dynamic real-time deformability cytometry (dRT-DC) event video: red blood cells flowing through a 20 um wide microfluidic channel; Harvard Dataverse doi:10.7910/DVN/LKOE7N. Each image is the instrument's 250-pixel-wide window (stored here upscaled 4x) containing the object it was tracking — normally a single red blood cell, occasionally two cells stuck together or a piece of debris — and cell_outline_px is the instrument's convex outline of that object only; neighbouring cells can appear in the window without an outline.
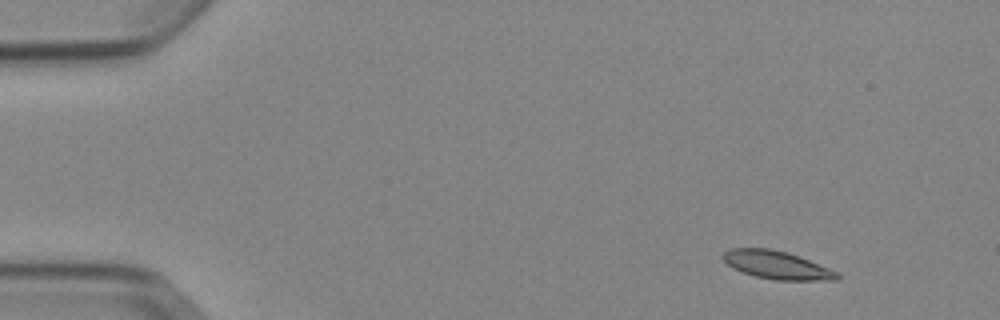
{"species": "Egyptian fruit bat (a non-hibernating species)", "species_latin": "Rousettus aegyptiacus", "temperature_condition": "cold", "stored_images_in_passage": 5, "camera_frame_rate_fps": 3000, "um_per_image_px": 0.085, "animal": {"sex": "female"}, "frame": {"image": 1, "passage_image": 1, "time_ms": 0.0, "image_size_px": [1000, 320], "cell_outline_px": [[840, 280], [776, 280], [756, 276], [732, 268], [720, 256], [728, 248], [772, 248], [788, 252], [800, 256], [840, 272]], "centroid_in_image_um": [66.06, 22.51], "position_along_channel_um": 18.9, "area_um2": 18.9}}
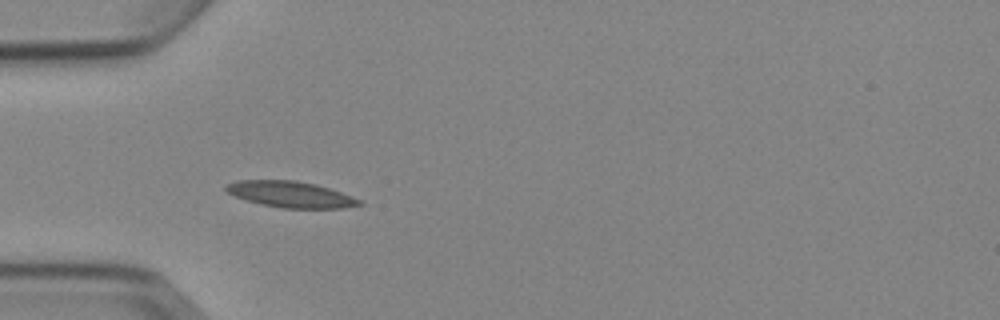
{"frame": {"image": 2, "passage_image": 4, "time_ms": 3.667, "image_size_px": [1000, 320], "cell_outline_px": [[364, 204], [344, 208], [284, 208], [260, 204], [236, 196], [228, 192], [224, 188], [224, 184], [236, 180], [296, 180], [316, 184], [352, 196], [360, 200]], "centroid_in_image_um": [24.69, 16.51], "position_along_channel_um": 60.3, "area_um2": 20.23}}
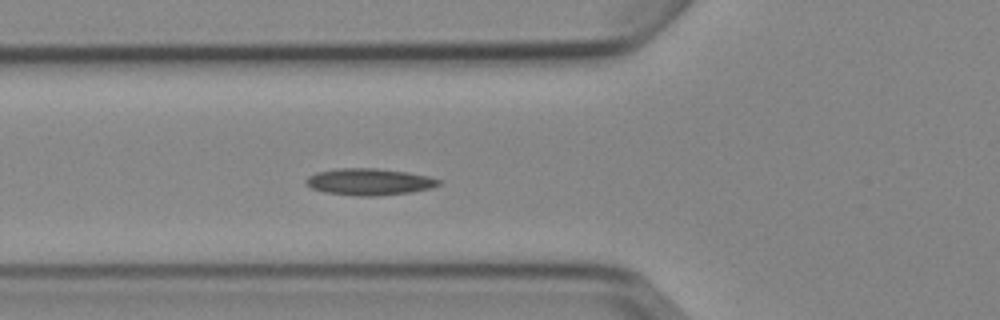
{"frame": {"image": 3, "passage_image": 5, "time_ms": 4.667, "image_size_px": [1000, 320], "cell_outline_px": [[440, 184], [428, 188], [412, 192], [376, 196], [356, 196], [324, 192], [312, 188], [304, 184], [304, 180], [308, 176], [316, 172], [336, 168], [376, 168], [408, 172], [428, 176], [440, 180]], "centroid_in_image_um": [31.32, 15.45], "position_along_channel_um": 94.5, "area_um2": 20.75}}